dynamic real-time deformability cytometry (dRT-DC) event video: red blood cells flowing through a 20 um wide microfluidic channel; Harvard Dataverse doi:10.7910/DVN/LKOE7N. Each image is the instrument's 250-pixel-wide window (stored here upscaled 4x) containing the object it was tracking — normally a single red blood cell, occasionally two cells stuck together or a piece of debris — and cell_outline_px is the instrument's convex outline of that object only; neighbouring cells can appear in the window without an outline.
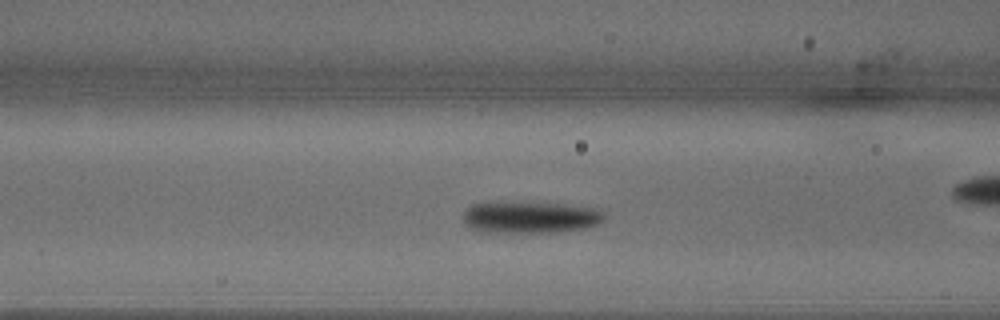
{"species": "common noctule bat (a hibernating species)", "species_latin": "Nyctalus noctula", "temperature_condition": "warm", "stored_images_in_passage": 45, "camera_frame_rate_fps": 3000, "um_per_image_px": 0.085, "animal": {"sex": "male", "body_mass_g": 18.8}, "frame": {"image": 1, "passage_image": 14, "time_ms": 4.333, "image_size_px": [1000, 320], "cell_outline_px": [[604, 220], [600, 224], [588, 228], [560, 232], [488, 232], [472, 228], [464, 224], [464, 212], [472, 204], [564, 204], [604, 208]], "centroid_in_image_um": [45.22, 18.5], "position_along_channel_um": 121.4, "area_um2": 25.72}}
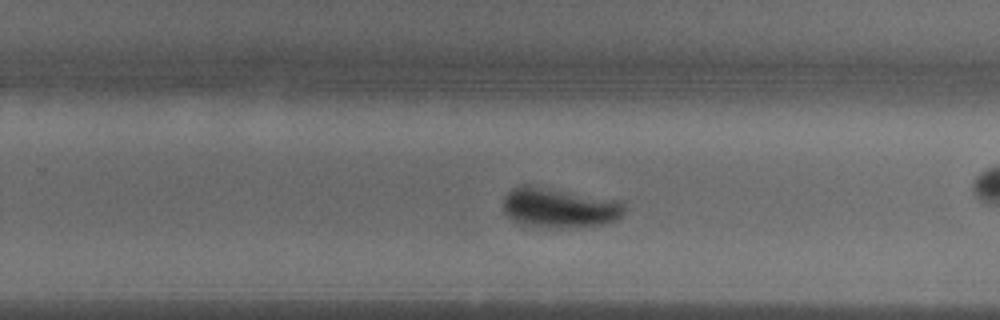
{"frame": {"image": 2, "passage_image": 26, "time_ms": 8.333, "image_size_px": [1000, 320], "cell_outline_px": [[624, 212], [620, 220], [604, 224], [580, 228], [536, 228], [512, 220], [504, 212], [504, 196], [512, 188], [524, 184], [532, 184], [620, 200], [624, 204]], "centroid_in_image_um": [47.57, 17.67], "position_along_channel_um": 282.2, "area_um2": 29.13}}
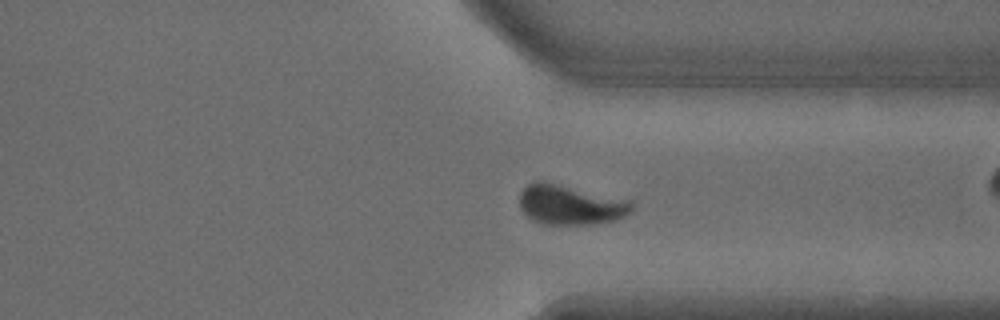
{"frame": {"image": 3, "passage_image": 32, "time_ms": 10.333, "image_size_px": [1000, 320], "cell_outline_px": [[632, 212], [616, 220], [596, 224], [540, 224], [532, 220], [520, 208], [520, 192], [532, 180], [544, 180], [628, 200], [632, 204]], "centroid_in_image_um": [48.44, 17.4], "position_along_channel_um": 363.0, "area_um2": 26.18}, "authors_computed_cell_mechanics": {"area_um2": 25.721, "velocity_mm_per_s": 4.0243, "shape_relaxation_time_tau1_ms": 2.2456, "shape_relaxation_time_tau2_ms": 1.4817, "deformation_change_tau1": 0.1513, "deformation_change_tau2": 0.0389}}